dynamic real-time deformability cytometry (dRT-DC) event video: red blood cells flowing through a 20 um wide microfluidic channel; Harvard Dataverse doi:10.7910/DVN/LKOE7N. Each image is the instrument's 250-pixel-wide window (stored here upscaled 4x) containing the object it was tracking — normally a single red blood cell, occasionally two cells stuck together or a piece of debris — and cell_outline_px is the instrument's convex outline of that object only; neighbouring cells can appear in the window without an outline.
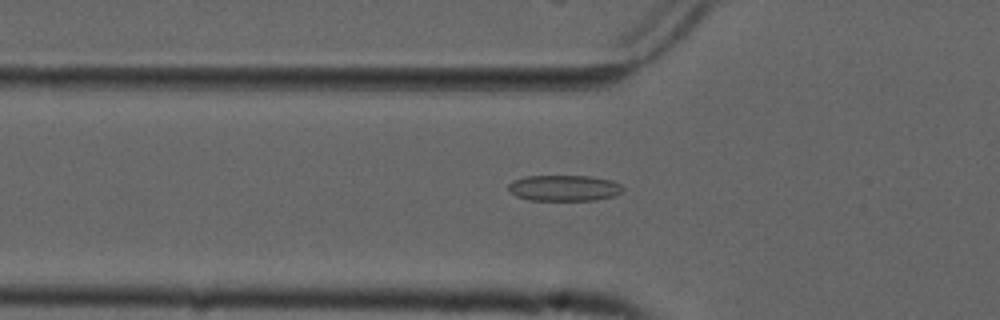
{"species": "common noctule bat (a hibernating species)", "species_latin": "Nyctalus noctula", "temperature_condition": "cold", "stored_images_in_passage": 39, "camera_frame_rate_fps": 3000, "um_per_image_px": 0.085, "animal": {"sex": "male", "forearm_length_mm": 52.5}, "frame": {"image": 1, "passage_image": 3, "time_ms": 0.667, "image_size_px": [1000, 320], "cell_outline_px": [[624, 188], [616, 196], [596, 200], [528, 200], [516, 196], [508, 192], [508, 184], [512, 180], [524, 176], [592, 176], [612, 180], [620, 184]], "centroid_in_image_um": [47.93, 15.98], "position_along_channel_um": 77.9, "area_um2": 17.57}}
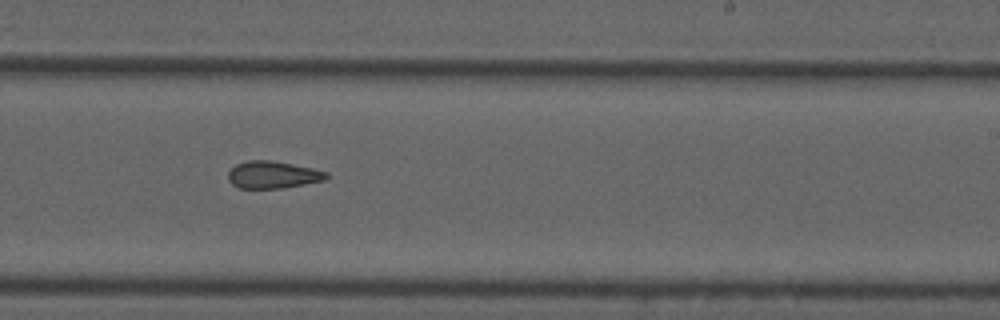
{"frame": {"image": 2, "passage_image": 18, "time_ms": 5.667, "image_size_px": [1000, 320], "cell_outline_px": [[328, 176], [324, 180], [304, 184], [280, 188], [240, 188], [232, 184], [228, 180], [228, 172], [236, 164], [248, 160], [268, 160], [292, 164], [312, 168], [328, 172]], "centroid_in_image_um": [23.17, 14.85], "position_along_channel_um": 265.8, "area_um2": 15.43}}
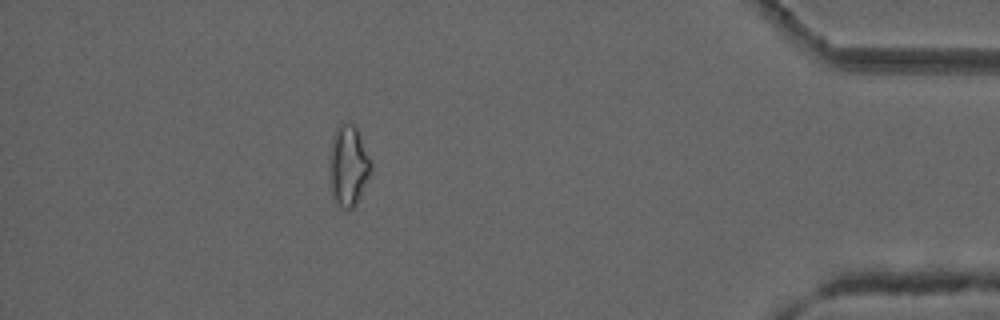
{"frame": {"image": 3, "passage_image": 33, "time_ms": 10.667, "image_size_px": [1000, 320], "cell_outline_px": [[372, 168], [356, 204], [352, 208], [340, 208], [332, 200], [328, 172], [328, 156], [332, 136], [336, 128], [344, 120], [352, 124], [356, 128], [360, 136], [372, 164]], "centroid_in_image_um": [29.54, 14.08], "position_along_channel_um": 405.7, "area_um2": 19.94}, "authors_computed_cell_mechanics": {"area_um2": 16.3574, "velocity_mm_per_s": 3.7519, "shape_relaxation_time_tau1_ms": null, "shape_relaxation_time_tau2_ms": 3.7838, "deformation_change_tau1": null, "deformation_change_tau2": 0.1228}}